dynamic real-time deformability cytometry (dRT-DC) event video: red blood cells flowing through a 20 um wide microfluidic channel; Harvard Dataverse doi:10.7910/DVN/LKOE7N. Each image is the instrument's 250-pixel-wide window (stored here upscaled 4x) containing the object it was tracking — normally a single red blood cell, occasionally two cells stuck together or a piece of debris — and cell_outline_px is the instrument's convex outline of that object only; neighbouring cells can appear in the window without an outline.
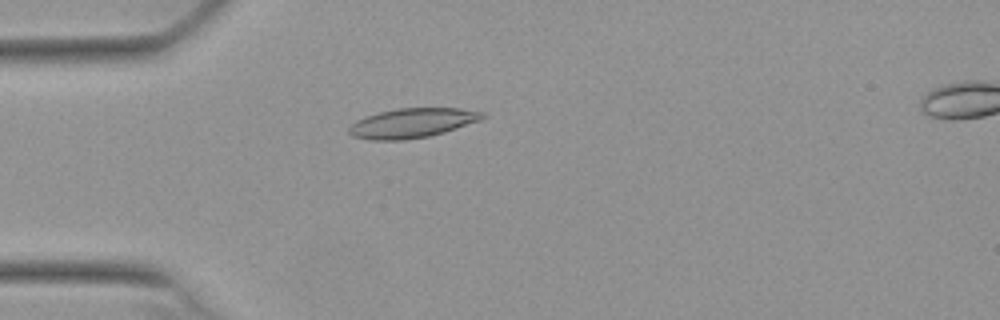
{"species": "Egyptian fruit bat (a non-hibernating species)", "species_latin": "Rousettus aegyptiacus", "temperature_condition": "warm", "stored_images_in_passage": 24, "camera_frame_rate_fps": 3000, "um_per_image_px": 0.085, "animal": {"sex": "female"}, "frame": {"image": 1, "passage_image": 15, "time_ms": 4.667, "image_size_px": [1000, 320], "cell_outline_px": [[488, 116], [480, 120], [444, 132], [428, 136], [404, 140], [368, 140], [352, 136], [348, 132], [348, 128], [356, 120], [364, 116], [396, 108], [460, 108], [484, 112]], "centroid_in_image_um": [35.02, 10.45], "position_along_channel_um": 50.0, "area_um2": 23.06}}
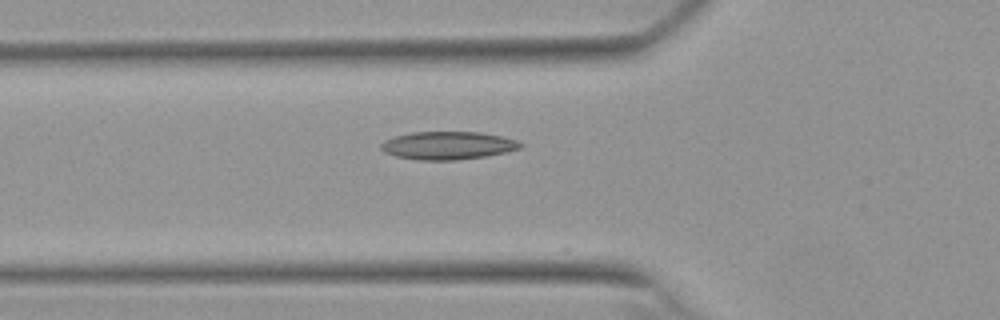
{"frame": {"image": 2, "passage_image": 19, "time_ms": 6.0, "image_size_px": [1000, 320], "cell_outline_px": [[524, 148], [508, 152], [488, 156], [456, 160], [420, 160], [396, 156], [384, 152], [380, 148], [380, 144], [384, 140], [396, 136], [412, 132], [480, 132], [500, 136], [516, 140], [524, 144]], "centroid_in_image_um": [38.11, 12.37], "position_along_channel_um": 87.7, "area_um2": 22.89}}
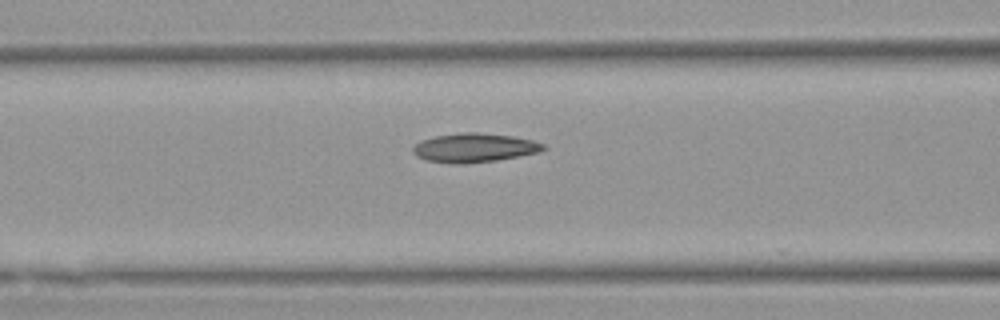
{"frame": {"image": 3, "passage_image": 22, "time_ms": 7.0, "image_size_px": [1000, 320], "cell_outline_px": [[548, 148], [540, 152], [496, 160], [464, 164], [456, 164], [424, 160], [416, 156], [412, 152], [412, 148], [420, 140], [436, 136], [464, 132], [476, 132], [512, 136], [532, 140], [544, 144]], "centroid_in_image_um": [40.3, 12.56], "position_along_channel_um": 126.3, "area_um2": 22.08}}